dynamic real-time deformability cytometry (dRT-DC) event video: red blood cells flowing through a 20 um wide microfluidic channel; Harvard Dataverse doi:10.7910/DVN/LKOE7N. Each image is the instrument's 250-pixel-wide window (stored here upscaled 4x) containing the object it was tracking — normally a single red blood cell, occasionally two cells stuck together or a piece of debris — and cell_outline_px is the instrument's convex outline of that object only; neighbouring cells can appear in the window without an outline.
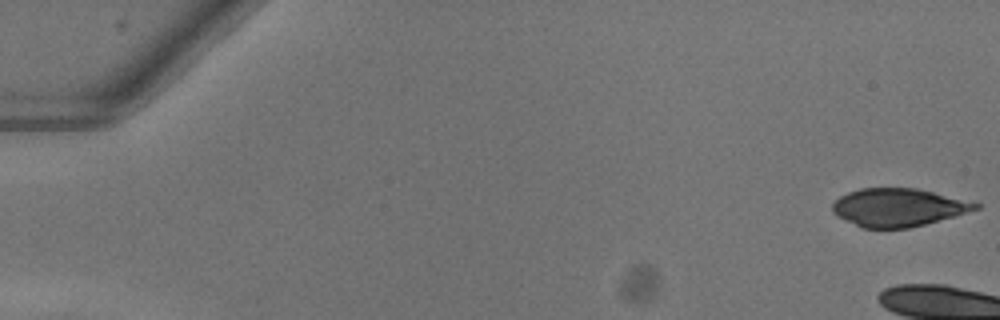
{"species": "common noctule bat (a hibernating species)", "species_latin": "Nyctalus noctula", "temperature_condition": "warm", "stored_images_in_passage": 8, "camera_frame_rate_fps": 3000, "um_per_image_px": 0.085, "animal": {"sex": "female"}, "frame": {"image": 1, "passage_image": 1, "time_ms": 0.0, "image_size_px": [1000, 320], "cell_outline_px": [[980, 208], [924, 224], [908, 228], [860, 228], [836, 216], [832, 212], [832, 204], [840, 196], [848, 192], [860, 188], [916, 188], [976, 200], [980, 204]], "centroid_in_image_um": [76.37, 17.62], "position_along_channel_um": 8.6, "area_um2": 32.02}}